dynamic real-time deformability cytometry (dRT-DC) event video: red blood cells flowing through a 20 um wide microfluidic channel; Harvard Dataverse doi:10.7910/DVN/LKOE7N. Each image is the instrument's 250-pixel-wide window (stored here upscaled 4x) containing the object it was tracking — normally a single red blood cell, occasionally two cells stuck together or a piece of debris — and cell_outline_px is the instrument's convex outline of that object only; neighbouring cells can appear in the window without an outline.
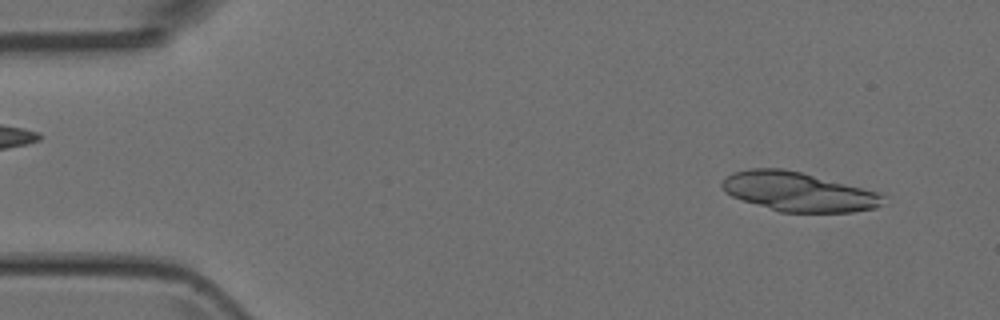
{"species": "Egyptian fruit bat (a non-hibernating species)", "species_latin": "Rousettus aegyptiacus", "temperature_condition": "room temperature", "stored_images_in_passage": 5, "camera_frame_rate_fps": 3000, "um_per_image_px": 0.085, "animal": {"sex": "female"}, "frame": {"image": 1, "passage_image": 1, "time_ms": 0.0, "image_size_px": [1000, 320], "cell_outline_px": [[884, 196], [880, 204], [876, 208], [852, 212], [780, 212], [732, 196], [724, 192], [720, 184], [732, 172], [748, 168], [784, 168], [880, 192]], "centroid_in_image_um": [67.84, 16.29], "position_along_channel_um": 17.2, "area_um2": 36.59}}